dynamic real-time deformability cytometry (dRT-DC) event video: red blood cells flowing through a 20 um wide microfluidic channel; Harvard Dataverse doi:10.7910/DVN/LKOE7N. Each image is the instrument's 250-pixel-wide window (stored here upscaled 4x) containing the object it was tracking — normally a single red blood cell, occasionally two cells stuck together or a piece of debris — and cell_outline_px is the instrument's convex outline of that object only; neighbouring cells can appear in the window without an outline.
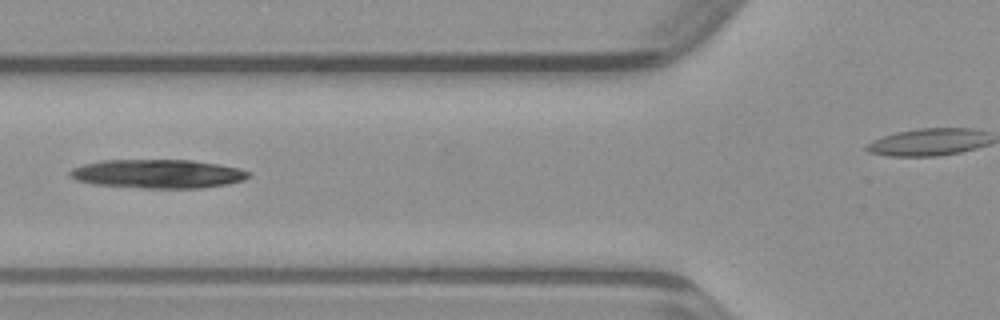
{"species": "common noctule bat (a hibernating species)", "species_latin": "Nyctalus noctula", "temperature_condition": "warm", "stored_images_in_passage": 25, "camera_frame_rate_fps": 3000, "um_per_image_px": 0.085, "animal": {"sex": "male", "body_mass_g": 23.1, "forearm_length_mm": 52.7}, "frame": {"image": 1, "passage_image": 4, "time_ms": 1.0, "image_size_px": [1000, 320], "cell_outline_px": [[252, 172], [244, 180], [228, 184], [200, 188], [144, 188], [96, 184], [76, 180], [68, 176], [68, 172], [72, 168], [84, 164], [100, 160], [192, 160], [240, 168]], "centroid_in_image_um": [13.41, 14.77], "position_along_channel_um": 112.4, "area_um2": 30.0}}
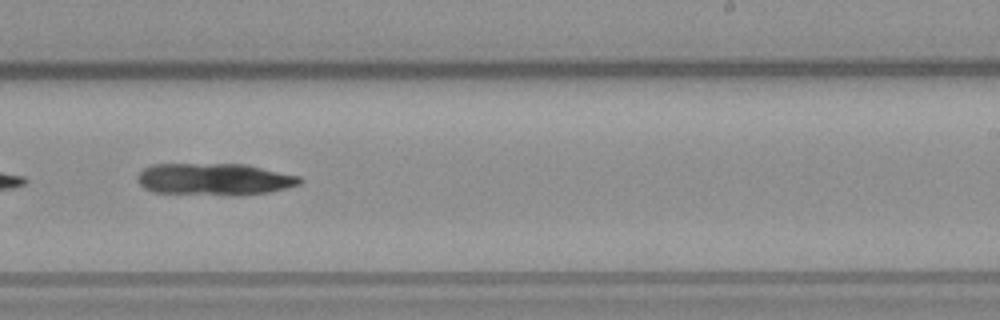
{"frame": {"image": 2, "passage_image": 15, "time_ms": 4.667, "image_size_px": [1000, 320], "cell_outline_px": [[304, 180], [300, 184], [268, 192], [240, 196], [232, 196], [152, 192], [144, 188], [136, 180], [136, 176], [144, 168], [152, 164], [248, 164], [300, 176]], "centroid_in_image_um": [18.22, 15.24], "position_along_channel_um": 270.8, "area_um2": 30.75}}